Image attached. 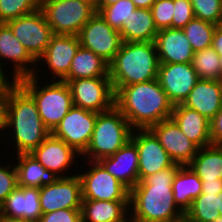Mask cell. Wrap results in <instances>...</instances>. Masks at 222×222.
<instances>
[{"mask_svg":"<svg viewBox=\"0 0 222 222\" xmlns=\"http://www.w3.org/2000/svg\"><path fill=\"white\" fill-rule=\"evenodd\" d=\"M82 1H85L87 3H91L95 7V4H96L97 0H82Z\"/></svg>","mask_w":222,"mask_h":222,"instance_id":"cell-51","label":"cell"},{"mask_svg":"<svg viewBox=\"0 0 222 222\" xmlns=\"http://www.w3.org/2000/svg\"><path fill=\"white\" fill-rule=\"evenodd\" d=\"M185 215L193 222H212L220 216L218 211V195H199L192 201Z\"/></svg>","mask_w":222,"mask_h":222,"instance_id":"cell-33","label":"cell"},{"mask_svg":"<svg viewBox=\"0 0 222 222\" xmlns=\"http://www.w3.org/2000/svg\"><path fill=\"white\" fill-rule=\"evenodd\" d=\"M86 164L90 165L87 171L75 172L81 181L82 200L129 201L130 190L98 161L88 160Z\"/></svg>","mask_w":222,"mask_h":222,"instance_id":"cell-8","label":"cell"},{"mask_svg":"<svg viewBox=\"0 0 222 222\" xmlns=\"http://www.w3.org/2000/svg\"><path fill=\"white\" fill-rule=\"evenodd\" d=\"M159 60L154 42H123L109 63L116 94L123 86L157 79Z\"/></svg>","mask_w":222,"mask_h":222,"instance_id":"cell-4","label":"cell"},{"mask_svg":"<svg viewBox=\"0 0 222 222\" xmlns=\"http://www.w3.org/2000/svg\"><path fill=\"white\" fill-rule=\"evenodd\" d=\"M137 8L150 9L156 0H131Z\"/></svg>","mask_w":222,"mask_h":222,"instance_id":"cell-46","label":"cell"},{"mask_svg":"<svg viewBox=\"0 0 222 222\" xmlns=\"http://www.w3.org/2000/svg\"><path fill=\"white\" fill-rule=\"evenodd\" d=\"M118 1L119 0H97L95 4V11L98 12L101 8L114 4Z\"/></svg>","mask_w":222,"mask_h":222,"instance_id":"cell-47","label":"cell"},{"mask_svg":"<svg viewBox=\"0 0 222 222\" xmlns=\"http://www.w3.org/2000/svg\"><path fill=\"white\" fill-rule=\"evenodd\" d=\"M132 132L133 128L115 105L98 113L89 145L81 154L82 160L99 161L112 156L131 140Z\"/></svg>","mask_w":222,"mask_h":222,"instance_id":"cell-6","label":"cell"},{"mask_svg":"<svg viewBox=\"0 0 222 222\" xmlns=\"http://www.w3.org/2000/svg\"><path fill=\"white\" fill-rule=\"evenodd\" d=\"M212 222H222V216L220 215L219 217H217L214 221Z\"/></svg>","mask_w":222,"mask_h":222,"instance_id":"cell-53","label":"cell"},{"mask_svg":"<svg viewBox=\"0 0 222 222\" xmlns=\"http://www.w3.org/2000/svg\"><path fill=\"white\" fill-rule=\"evenodd\" d=\"M5 130L11 132L7 135L12 138L11 145L14 141L13 151L17 154L30 153L51 134L43 124L35 100L17 81L10 86Z\"/></svg>","mask_w":222,"mask_h":222,"instance_id":"cell-3","label":"cell"},{"mask_svg":"<svg viewBox=\"0 0 222 222\" xmlns=\"http://www.w3.org/2000/svg\"><path fill=\"white\" fill-rule=\"evenodd\" d=\"M16 155L18 161L15 160L14 164H16L18 186L42 188L59 178L52 171L45 169L30 153Z\"/></svg>","mask_w":222,"mask_h":222,"instance_id":"cell-26","label":"cell"},{"mask_svg":"<svg viewBox=\"0 0 222 222\" xmlns=\"http://www.w3.org/2000/svg\"><path fill=\"white\" fill-rule=\"evenodd\" d=\"M150 10L157 30L172 28L174 0H156Z\"/></svg>","mask_w":222,"mask_h":222,"instance_id":"cell-37","label":"cell"},{"mask_svg":"<svg viewBox=\"0 0 222 222\" xmlns=\"http://www.w3.org/2000/svg\"><path fill=\"white\" fill-rule=\"evenodd\" d=\"M6 72L4 71V68H2L0 66V90H4V89H7L9 88L15 81L13 79L10 80H7L9 78H7L8 75H11V74H5Z\"/></svg>","mask_w":222,"mask_h":222,"instance_id":"cell-45","label":"cell"},{"mask_svg":"<svg viewBox=\"0 0 222 222\" xmlns=\"http://www.w3.org/2000/svg\"><path fill=\"white\" fill-rule=\"evenodd\" d=\"M218 211L222 216V191L218 194Z\"/></svg>","mask_w":222,"mask_h":222,"instance_id":"cell-48","label":"cell"},{"mask_svg":"<svg viewBox=\"0 0 222 222\" xmlns=\"http://www.w3.org/2000/svg\"><path fill=\"white\" fill-rule=\"evenodd\" d=\"M98 162L129 190L138 183L139 157L137 146L132 140L112 156L102 158Z\"/></svg>","mask_w":222,"mask_h":222,"instance_id":"cell-21","label":"cell"},{"mask_svg":"<svg viewBox=\"0 0 222 222\" xmlns=\"http://www.w3.org/2000/svg\"><path fill=\"white\" fill-rule=\"evenodd\" d=\"M193 18L195 15L191 0H174L172 28L183 29Z\"/></svg>","mask_w":222,"mask_h":222,"instance_id":"cell-39","label":"cell"},{"mask_svg":"<svg viewBox=\"0 0 222 222\" xmlns=\"http://www.w3.org/2000/svg\"><path fill=\"white\" fill-rule=\"evenodd\" d=\"M115 106L133 129H149L171 118L174 108L158 79L123 86L115 94Z\"/></svg>","mask_w":222,"mask_h":222,"instance_id":"cell-2","label":"cell"},{"mask_svg":"<svg viewBox=\"0 0 222 222\" xmlns=\"http://www.w3.org/2000/svg\"><path fill=\"white\" fill-rule=\"evenodd\" d=\"M30 154L45 169L52 171L59 178L74 176V174H68L71 172L72 165L78 162L75 158L81 156L73 147L67 145L64 141L56 138L52 134H50L38 147L34 148ZM69 170L70 172H67ZM65 173L68 174L65 175Z\"/></svg>","mask_w":222,"mask_h":222,"instance_id":"cell-17","label":"cell"},{"mask_svg":"<svg viewBox=\"0 0 222 222\" xmlns=\"http://www.w3.org/2000/svg\"><path fill=\"white\" fill-rule=\"evenodd\" d=\"M12 167V168H11ZM18 186L15 164L0 165V206L7 196Z\"/></svg>","mask_w":222,"mask_h":222,"instance_id":"cell-38","label":"cell"},{"mask_svg":"<svg viewBox=\"0 0 222 222\" xmlns=\"http://www.w3.org/2000/svg\"><path fill=\"white\" fill-rule=\"evenodd\" d=\"M183 105L211 120L222 108V80L199 79Z\"/></svg>","mask_w":222,"mask_h":222,"instance_id":"cell-23","label":"cell"},{"mask_svg":"<svg viewBox=\"0 0 222 222\" xmlns=\"http://www.w3.org/2000/svg\"><path fill=\"white\" fill-rule=\"evenodd\" d=\"M40 81L36 71L17 82L33 97L44 126L52 132L73 107V99L65 81L52 80L45 86L39 85Z\"/></svg>","mask_w":222,"mask_h":222,"instance_id":"cell-5","label":"cell"},{"mask_svg":"<svg viewBox=\"0 0 222 222\" xmlns=\"http://www.w3.org/2000/svg\"><path fill=\"white\" fill-rule=\"evenodd\" d=\"M10 87L0 90V137L4 136L1 132H5L7 124V106L9 98Z\"/></svg>","mask_w":222,"mask_h":222,"instance_id":"cell-42","label":"cell"},{"mask_svg":"<svg viewBox=\"0 0 222 222\" xmlns=\"http://www.w3.org/2000/svg\"><path fill=\"white\" fill-rule=\"evenodd\" d=\"M171 118L199 148L211 145L210 120L183 104L175 105Z\"/></svg>","mask_w":222,"mask_h":222,"instance_id":"cell-24","label":"cell"},{"mask_svg":"<svg viewBox=\"0 0 222 222\" xmlns=\"http://www.w3.org/2000/svg\"><path fill=\"white\" fill-rule=\"evenodd\" d=\"M172 222H193L192 220H190L185 214L179 218V219H176Z\"/></svg>","mask_w":222,"mask_h":222,"instance_id":"cell-50","label":"cell"},{"mask_svg":"<svg viewBox=\"0 0 222 222\" xmlns=\"http://www.w3.org/2000/svg\"><path fill=\"white\" fill-rule=\"evenodd\" d=\"M6 24L36 61L44 54L53 32L41 9L10 20Z\"/></svg>","mask_w":222,"mask_h":222,"instance_id":"cell-10","label":"cell"},{"mask_svg":"<svg viewBox=\"0 0 222 222\" xmlns=\"http://www.w3.org/2000/svg\"><path fill=\"white\" fill-rule=\"evenodd\" d=\"M39 188L17 186L0 206V218L38 222L42 216Z\"/></svg>","mask_w":222,"mask_h":222,"instance_id":"cell-20","label":"cell"},{"mask_svg":"<svg viewBox=\"0 0 222 222\" xmlns=\"http://www.w3.org/2000/svg\"><path fill=\"white\" fill-rule=\"evenodd\" d=\"M129 216V201L82 200V222H122Z\"/></svg>","mask_w":222,"mask_h":222,"instance_id":"cell-25","label":"cell"},{"mask_svg":"<svg viewBox=\"0 0 222 222\" xmlns=\"http://www.w3.org/2000/svg\"><path fill=\"white\" fill-rule=\"evenodd\" d=\"M81 47L93 51L110 63L123 43L119 31L114 30L96 12L78 34Z\"/></svg>","mask_w":222,"mask_h":222,"instance_id":"cell-11","label":"cell"},{"mask_svg":"<svg viewBox=\"0 0 222 222\" xmlns=\"http://www.w3.org/2000/svg\"><path fill=\"white\" fill-rule=\"evenodd\" d=\"M191 64L199 79L222 80L219 54L212 47L194 52Z\"/></svg>","mask_w":222,"mask_h":222,"instance_id":"cell-31","label":"cell"},{"mask_svg":"<svg viewBox=\"0 0 222 222\" xmlns=\"http://www.w3.org/2000/svg\"><path fill=\"white\" fill-rule=\"evenodd\" d=\"M62 81L70 88L73 106L100 113L110 110L115 105V93L109 77Z\"/></svg>","mask_w":222,"mask_h":222,"instance_id":"cell-9","label":"cell"},{"mask_svg":"<svg viewBox=\"0 0 222 222\" xmlns=\"http://www.w3.org/2000/svg\"><path fill=\"white\" fill-rule=\"evenodd\" d=\"M195 18L221 25L222 0H191Z\"/></svg>","mask_w":222,"mask_h":222,"instance_id":"cell-36","label":"cell"},{"mask_svg":"<svg viewBox=\"0 0 222 222\" xmlns=\"http://www.w3.org/2000/svg\"><path fill=\"white\" fill-rule=\"evenodd\" d=\"M154 44L159 63H190L194 51L183 29L158 30Z\"/></svg>","mask_w":222,"mask_h":222,"instance_id":"cell-22","label":"cell"},{"mask_svg":"<svg viewBox=\"0 0 222 222\" xmlns=\"http://www.w3.org/2000/svg\"><path fill=\"white\" fill-rule=\"evenodd\" d=\"M123 42H154L158 30L150 9L137 8L119 31Z\"/></svg>","mask_w":222,"mask_h":222,"instance_id":"cell-27","label":"cell"},{"mask_svg":"<svg viewBox=\"0 0 222 222\" xmlns=\"http://www.w3.org/2000/svg\"><path fill=\"white\" fill-rule=\"evenodd\" d=\"M122 222H135L130 216H128L125 220Z\"/></svg>","mask_w":222,"mask_h":222,"instance_id":"cell-52","label":"cell"},{"mask_svg":"<svg viewBox=\"0 0 222 222\" xmlns=\"http://www.w3.org/2000/svg\"><path fill=\"white\" fill-rule=\"evenodd\" d=\"M40 9L53 34L74 36L96 13L91 3L82 0H40Z\"/></svg>","mask_w":222,"mask_h":222,"instance_id":"cell-7","label":"cell"},{"mask_svg":"<svg viewBox=\"0 0 222 222\" xmlns=\"http://www.w3.org/2000/svg\"><path fill=\"white\" fill-rule=\"evenodd\" d=\"M210 135L212 145H222V108L210 120Z\"/></svg>","mask_w":222,"mask_h":222,"instance_id":"cell-41","label":"cell"},{"mask_svg":"<svg viewBox=\"0 0 222 222\" xmlns=\"http://www.w3.org/2000/svg\"><path fill=\"white\" fill-rule=\"evenodd\" d=\"M181 165L147 176L130 190L129 215L135 222H172L185 213L175 204L173 179Z\"/></svg>","mask_w":222,"mask_h":222,"instance_id":"cell-1","label":"cell"},{"mask_svg":"<svg viewBox=\"0 0 222 222\" xmlns=\"http://www.w3.org/2000/svg\"><path fill=\"white\" fill-rule=\"evenodd\" d=\"M0 222H35V221L18 220V219H3V218H0Z\"/></svg>","mask_w":222,"mask_h":222,"instance_id":"cell-49","label":"cell"},{"mask_svg":"<svg viewBox=\"0 0 222 222\" xmlns=\"http://www.w3.org/2000/svg\"><path fill=\"white\" fill-rule=\"evenodd\" d=\"M97 115L96 112L73 106L51 134L81 155L89 145Z\"/></svg>","mask_w":222,"mask_h":222,"instance_id":"cell-12","label":"cell"},{"mask_svg":"<svg viewBox=\"0 0 222 222\" xmlns=\"http://www.w3.org/2000/svg\"><path fill=\"white\" fill-rule=\"evenodd\" d=\"M131 140L138 151V182L174 164L150 129H133Z\"/></svg>","mask_w":222,"mask_h":222,"instance_id":"cell-13","label":"cell"},{"mask_svg":"<svg viewBox=\"0 0 222 222\" xmlns=\"http://www.w3.org/2000/svg\"><path fill=\"white\" fill-rule=\"evenodd\" d=\"M149 129L176 164L189 165L199 150V147L180 130L172 118L152 125Z\"/></svg>","mask_w":222,"mask_h":222,"instance_id":"cell-16","label":"cell"},{"mask_svg":"<svg viewBox=\"0 0 222 222\" xmlns=\"http://www.w3.org/2000/svg\"><path fill=\"white\" fill-rule=\"evenodd\" d=\"M39 190L42 214L61 209H81V181L77 174L58 178L54 183L44 185Z\"/></svg>","mask_w":222,"mask_h":222,"instance_id":"cell-14","label":"cell"},{"mask_svg":"<svg viewBox=\"0 0 222 222\" xmlns=\"http://www.w3.org/2000/svg\"><path fill=\"white\" fill-rule=\"evenodd\" d=\"M189 166L201 181L222 179V145L199 148Z\"/></svg>","mask_w":222,"mask_h":222,"instance_id":"cell-30","label":"cell"},{"mask_svg":"<svg viewBox=\"0 0 222 222\" xmlns=\"http://www.w3.org/2000/svg\"><path fill=\"white\" fill-rule=\"evenodd\" d=\"M157 79L174 106L183 104L199 80L191 62L159 63Z\"/></svg>","mask_w":222,"mask_h":222,"instance_id":"cell-15","label":"cell"},{"mask_svg":"<svg viewBox=\"0 0 222 222\" xmlns=\"http://www.w3.org/2000/svg\"><path fill=\"white\" fill-rule=\"evenodd\" d=\"M78 36L53 34L50 43L45 49L44 54L37 60V64H47L43 67H48L53 80L62 81L71 68L72 59L80 47Z\"/></svg>","mask_w":222,"mask_h":222,"instance_id":"cell-18","label":"cell"},{"mask_svg":"<svg viewBox=\"0 0 222 222\" xmlns=\"http://www.w3.org/2000/svg\"><path fill=\"white\" fill-rule=\"evenodd\" d=\"M38 222H82L81 209H61L43 214Z\"/></svg>","mask_w":222,"mask_h":222,"instance_id":"cell-40","label":"cell"},{"mask_svg":"<svg viewBox=\"0 0 222 222\" xmlns=\"http://www.w3.org/2000/svg\"><path fill=\"white\" fill-rule=\"evenodd\" d=\"M4 60L7 61V63L11 61V64H13L11 66L14 71L13 73L11 72V76L14 81L32 76L36 71L39 73L43 72L36 69V67H38L37 61L14 36L10 27L6 23H0V66L2 68H5L4 64L6 63H2Z\"/></svg>","mask_w":222,"mask_h":222,"instance_id":"cell-19","label":"cell"},{"mask_svg":"<svg viewBox=\"0 0 222 222\" xmlns=\"http://www.w3.org/2000/svg\"><path fill=\"white\" fill-rule=\"evenodd\" d=\"M136 9V5L131 0H119L101 8L98 13L114 30L120 31L124 22H127L132 11Z\"/></svg>","mask_w":222,"mask_h":222,"instance_id":"cell-34","label":"cell"},{"mask_svg":"<svg viewBox=\"0 0 222 222\" xmlns=\"http://www.w3.org/2000/svg\"><path fill=\"white\" fill-rule=\"evenodd\" d=\"M202 194H214L218 195L222 191V179L212 180V181H202Z\"/></svg>","mask_w":222,"mask_h":222,"instance_id":"cell-43","label":"cell"},{"mask_svg":"<svg viewBox=\"0 0 222 222\" xmlns=\"http://www.w3.org/2000/svg\"><path fill=\"white\" fill-rule=\"evenodd\" d=\"M216 26L217 25L213 23L197 18H193L186 24L183 31L190 41L194 52L201 51L212 46V39Z\"/></svg>","mask_w":222,"mask_h":222,"instance_id":"cell-32","label":"cell"},{"mask_svg":"<svg viewBox=\"0 0 222 222\" xmlns=\"http://www.w3.org/2000/svg\"><path fill=\"white\" fill-rule=\"evenodd\" d=\"M38 9L40 0H0V23H7Z\"/></svg>","mask_w":222,"mask_h":222,"instance_id":"cell-35","label":"cell"},{"mask_svg":"<svg viewBox=\"0 0 222 222\" xmlns=\"http://www.w3.org/2000/svg\"><path fill=\"white\" fill-rule=\"evenodd\" d=\"M109 77V63L93 51L79 47L63 80Z\"/></svg>","mask_w":222,"mask_h":222,"instance_id":"cell-29","label":"cell"},{"mask_svg":"<svg viewBox=\"0 0 222 222\" xmlns=\"http://www.w3.org/2000/svg\"><path fill=\"white\" fill-rule=\"evenodd\" d=\"M218 54L222 68V25H217L213 34L212 46Z\"/></svg>","mask_w":222,"mask_h":222,"instance_id":"cell-44","label":"cell"},{"mask_svg":"<svg viewBox=\"0 0 222 222\" xmlns=\"http://www.w3.org/2000/svg\"><path fill=\"white\" fill-rule=\"evenodd\" d=\"M202 188V181L190 166H180L172 184L175 204L185 213L192 201L202 194Z\"/></svg>","mask_w":222,"mask_h":222,"instance_id":"cell-28","label":"cell"}]
</instances>
